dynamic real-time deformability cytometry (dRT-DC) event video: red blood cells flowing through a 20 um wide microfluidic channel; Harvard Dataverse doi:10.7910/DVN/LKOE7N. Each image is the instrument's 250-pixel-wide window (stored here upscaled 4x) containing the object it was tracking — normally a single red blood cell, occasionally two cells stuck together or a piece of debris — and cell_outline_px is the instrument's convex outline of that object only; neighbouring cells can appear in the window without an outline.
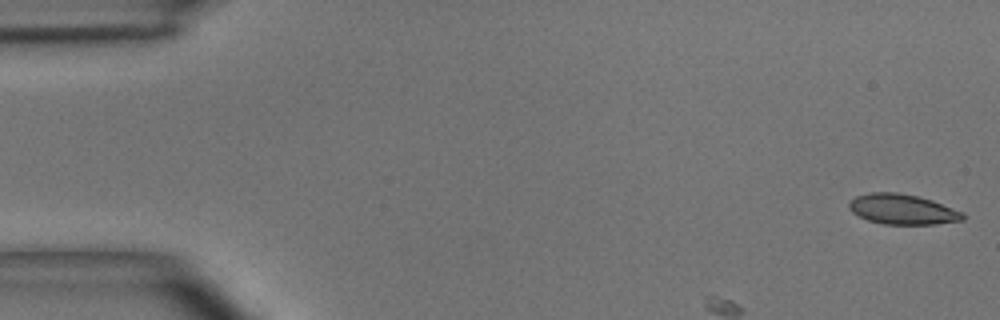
{"species": "common noctule bat (a hibernating species)", "species_latin": "Nyctalus noctula", "temperature_condition": "room temperature", "stored_images_in_passage": 20, "camera_frame_rate_fps": 3000, "um_per_image_px": 0.085, "animal": {"sex": "male", "body_mass_g": 15.6}, "frame": {"image": 1, "passage_image": 1, "time_ms": 0.0, "image_size_px": [1000, 320], "cell_outline_px": [[964, 220], [936, 224], [884, 224], [868, 220], [852, 212], [848, 208], [848, 204], [856, 196], [868, 192], [896, 192], [916, 196], [932, 200], [964, 212]], "centroid_in_image_um": [76.71, 17.79], "position_along_channel_um": 8.3, "area_um2": 20.0}}